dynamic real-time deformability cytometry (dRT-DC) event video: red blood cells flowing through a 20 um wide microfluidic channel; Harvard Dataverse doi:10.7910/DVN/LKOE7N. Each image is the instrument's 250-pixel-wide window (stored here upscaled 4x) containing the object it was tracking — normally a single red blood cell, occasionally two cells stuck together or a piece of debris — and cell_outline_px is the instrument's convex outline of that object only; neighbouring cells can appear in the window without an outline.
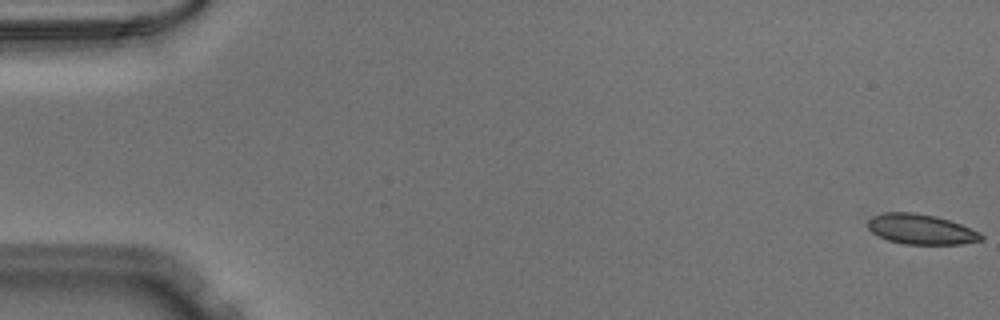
{"species": "Egyptian fruit bat (a non-hibernating species)", "species_latin": "Rousettus aegyptiacus", "temperature_condition": "warm", "stored_images_in_passage": 52, "camera_frame_rate_fps": 3000, "um_per_image_px": 0.085, "animal": {"sex": "male"}, "frame": {"image": 1, "passage_image": 1, "time_ms": 0.0, "image_size_px": [1000, 320], "cell_outline_px": [[984, 240], [960, 244], [904, 244], [888, 240], [872, 232], [868, 228], [868, 220], [872, 216], [884, 212], [912, 212], [936, 216], [960, 224], [980, 232], [984, 236]], "centroid_in_image_um": [78.29, 19.48], "position_along_channel_um": 6.7, "area_um2": 19.88}}
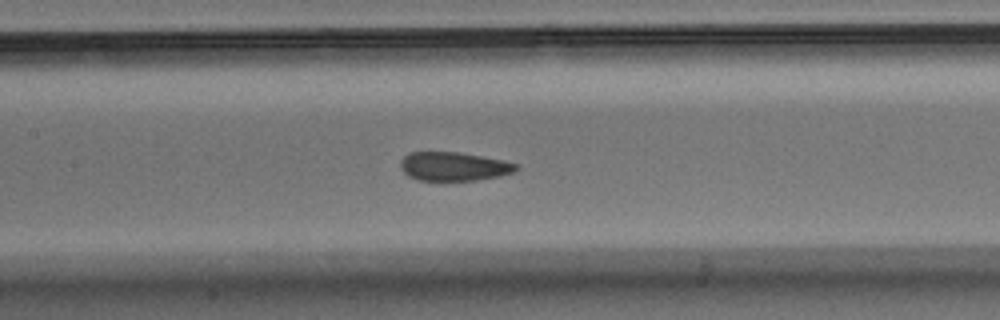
{"frame": {"image": 2, "passage_image": 25, "time_ms": 8.0, "image_size_px": [1000, 320], "cell_outline_px": [[520, 168], [516, 172], [500, 176], [476, 180], [416, 180], [408, 176], [400, 168], [400, 160], [408, 152], [456, 152], [504, 160], [520, 164]], "centroid_in_image_um": [38.6, 14.15], "position_along_channel_um": 168.8, "area_um2": 19.59}}
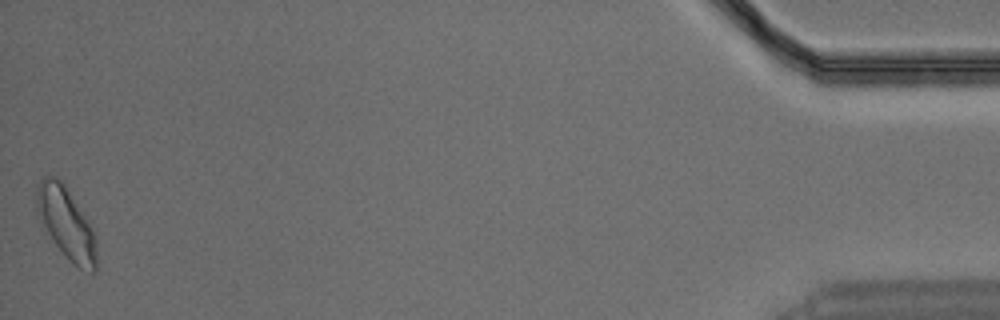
{"frame": {"image": 3, "passage_image": 52, "time_ms": 17.0, "image_size_px": [1000, 320], "cell_outline_px": [[96, 272], [92, 272], [80, 268], [72, 264], [44, 236], [36, 216], [36, 184], [44, 176], [56, 176], [64, 184], [88, 220], [92, 228], [96, 240]], "centroid_in_image_um": [5.55, 19.0], "position_along_channel_um": 429.6, "area_um2": 25.95}}